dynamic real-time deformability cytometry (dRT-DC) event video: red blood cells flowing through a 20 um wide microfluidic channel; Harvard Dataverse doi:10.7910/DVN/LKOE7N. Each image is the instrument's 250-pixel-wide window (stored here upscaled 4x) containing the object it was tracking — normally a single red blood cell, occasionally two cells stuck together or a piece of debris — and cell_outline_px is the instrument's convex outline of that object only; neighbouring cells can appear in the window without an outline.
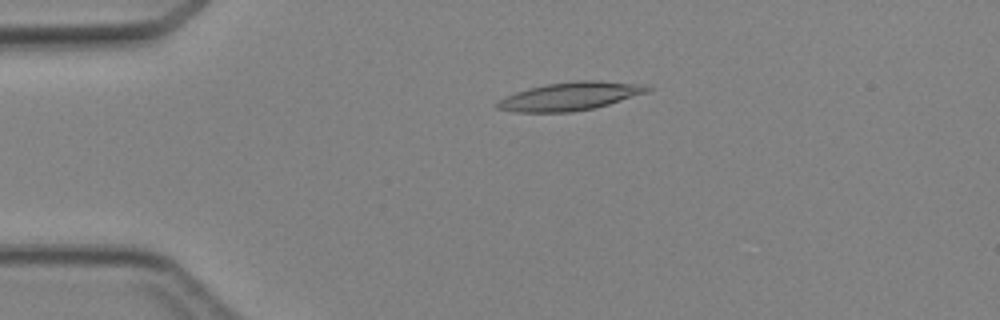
{"species": "Egyptian fruit bat (a non-hibernating species)", "species_latin": "Rousettus aegyptiacus", "temperature_condition": "cold", "stored_images_in_passage": 39, "camera_frame_rate_fps": 3000, "um_per_image_px": 0.085, "animal": {"sex": "female"}, "frame": {"image": 1, "passage_image": 3, "time_ms": 0.667, "image_size_px": [1000, 320], "cell_outline_px": [[652, 88], [648, 92], [596, 108], [572, 112], [516, 112], [496, 108], [492, 104], [496, 100], [504, 96], [528, 88], [544, 84], [576, 80], [600, 80], [644, 84]], "centroid_in_image_um": [48.42, 8.18], "position_along_channel_um": 36.6, "area_um2": 25.14}}
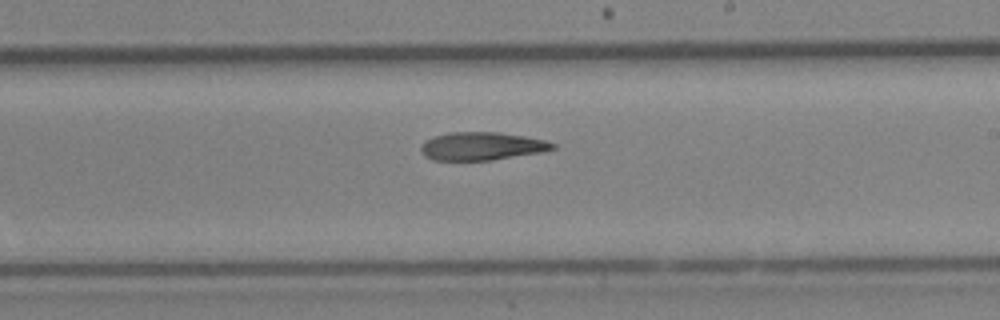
{"frame": {"image": 2, "passage_image": 20, "time_ms": 6.333, "image_size_px": [1000, 320], "cell_outline_px": [[556, 148], [544, 152], [492, 160], [432, 160], [424, 156], [420, 148], [420, 144], [424, 140], [432, 136], [448, 132], [496, 132], [524, 136], [544, 140], [556, 144]], "centroid_in_image_um": [40.92, 12.42], "position_along_channel_um": 248.1, "area_um2": 21.79}}
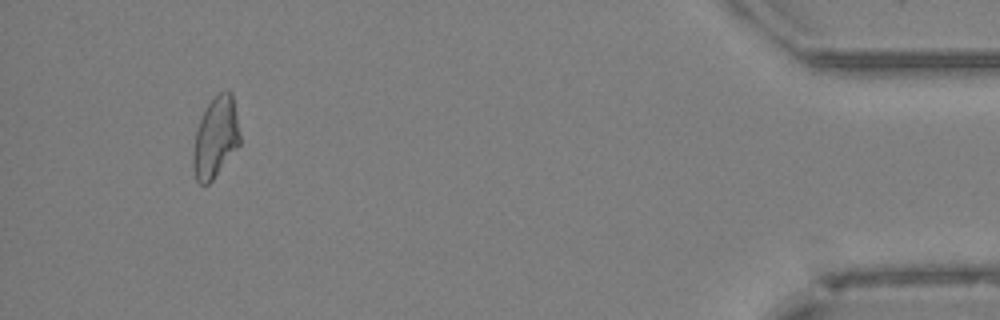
{"frame": {"image": 3, "passage_image": 36, "time_ms": 11.667, "image_size_px": [1000, 320], "cell_outline_px": [[240, 144], [212, 180], [208, 184], [200, 184], [196, 180], [192, 164], [192, 152], [196, 128], [208, 104], [220, 92], [228, 88], [232, 92], [240, 136]], "centroid_in_image_um": [18.31, 11.68], "position_along_channel_um": 416.9, "area_um2": 21.91}}